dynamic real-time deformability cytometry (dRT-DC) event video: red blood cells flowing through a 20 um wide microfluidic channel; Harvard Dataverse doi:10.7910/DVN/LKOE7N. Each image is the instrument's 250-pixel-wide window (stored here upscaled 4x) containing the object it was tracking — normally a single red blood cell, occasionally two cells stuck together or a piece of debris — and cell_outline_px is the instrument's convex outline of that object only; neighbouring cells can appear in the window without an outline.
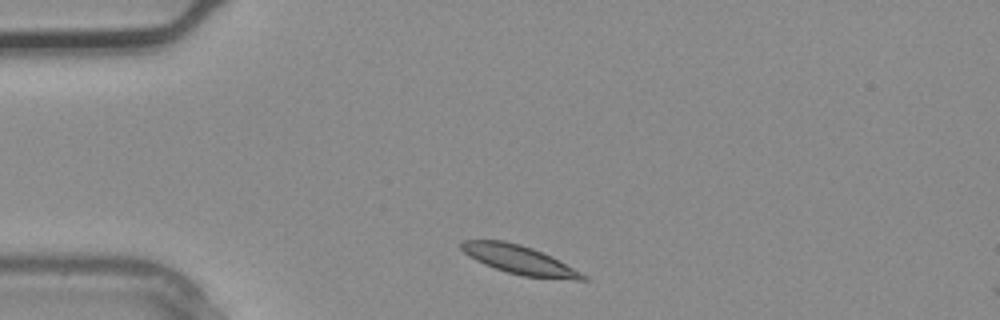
{"species": "common noctule bat (a hibernating species)", "species_latin": "Nyctalus noctula", "temperature_condition": "warm", "stored_images_in_passage": 4, "camera_frame_rate_fps": 3000, "um_per_image_px": 0.085, "animal": {"sex": "male", "body_mass_g": 20.4}, "frame": {"image": 1, "passage_image": 1, "time_ms": 0.0, "image_size_px": [1000, 320], "cell_outline_px": [[588, 280], [576, 280], [524, 276], [508, 272], [484, 264], [468, 256], [460, 248], [460, 240], [504, 240], [520, 244], [532, 248], [588, 276]], "centroid_in_image_um": [44.08, 22.07], "position_along_channel_um": 40.9, "area_um2": 19.88}}
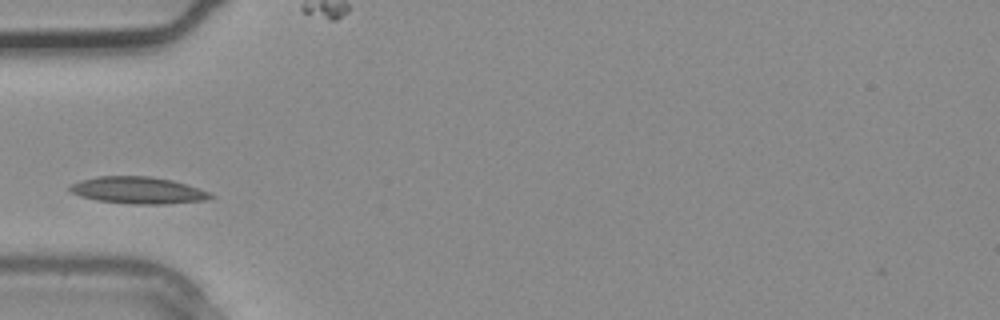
{"frame": {"image": 2, "passage_image": 2, "time_ms": 0.333, "image_size_px": [1000, 320], "cell_outline_px": [[216, 196], [208, 200], [164, 204], [132, 204], [96, 200], [80, 196], [72, 192], [68, 188], [68, 184], [80, 180], [96, 176], [148, 176], [172, 180], [208, 192]], "centroid_in_image_um": [11.68, 16.17], "position_along_channel_um": 73.3, "area_um2": 22.02}}